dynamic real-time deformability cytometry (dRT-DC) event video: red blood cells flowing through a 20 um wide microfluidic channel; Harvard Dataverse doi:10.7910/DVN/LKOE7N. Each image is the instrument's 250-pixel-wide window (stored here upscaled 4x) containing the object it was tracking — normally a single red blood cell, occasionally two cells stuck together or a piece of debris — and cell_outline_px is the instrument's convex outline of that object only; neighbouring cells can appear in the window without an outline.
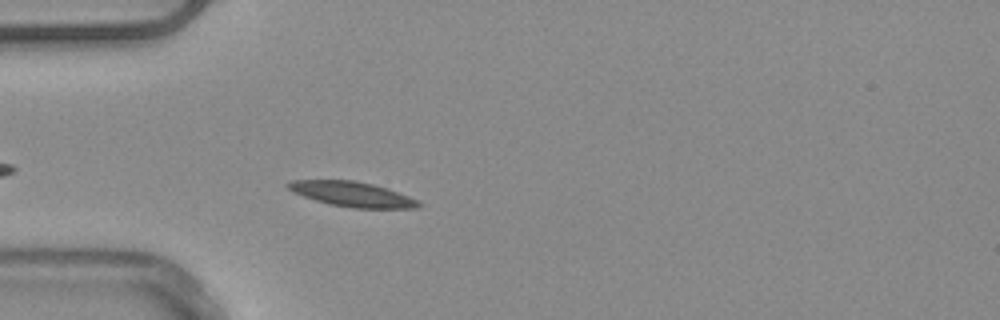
{"species": "common noctule bat (a hibernating species)", "species_latin": "Nyctalus noctula", "temperature_condition": "warm", "stored_images_in_passage": 32, "camera_frame_rate_fps": 3000, "um_per_image_px": 0.085, "animal": {"sex": "male", "body_mass_g": 20.4}, "frame": {"image": 1, "passage_image": 5, "time_ms": 1.333, "image_size_px": [1000, 320], "cell_outline_px": [[424, 204], [416, 208], [352, 208], [328, 204], [292, 192], [284, 184], [292, 180], [352, 180], [372, 184], [388, 188], [408, 196]], "centroid_in_image_um": [29.92, 16.5], "position_along_channel_um": 55.1, "area_um2": 18.96}}